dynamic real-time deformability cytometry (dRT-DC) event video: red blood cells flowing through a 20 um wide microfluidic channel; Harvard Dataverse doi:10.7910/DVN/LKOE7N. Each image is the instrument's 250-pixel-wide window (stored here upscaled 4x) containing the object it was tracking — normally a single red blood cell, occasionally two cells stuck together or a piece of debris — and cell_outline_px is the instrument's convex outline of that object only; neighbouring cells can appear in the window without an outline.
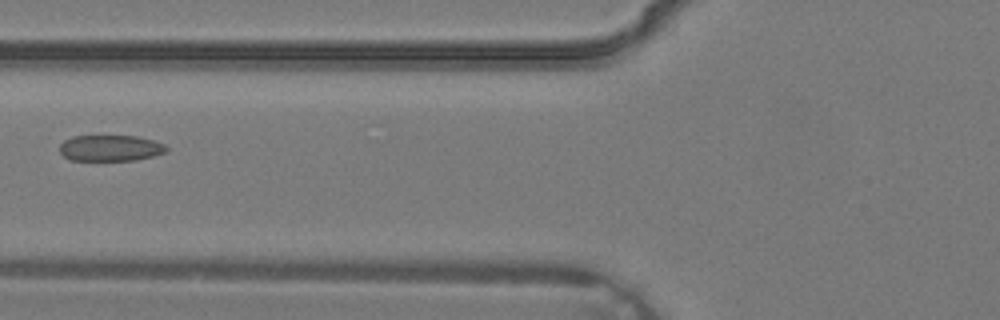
{"species": "common noctule bat (a hibernating species)", "species_latin": "Nyctalus noctula", "temperature_condition": "warm", "stored_images_in_passage": 5, "camera_frame_rate_fps": 3000, "um_per_image_px": 0.085, "animal": {"sex": "male", "body_mass_g": 19.2, "forearm_length_mm": 51.8}, "frame": {"image": 1, "passage_image": 5, "time_ms": 1.333, "image_size_px": [1000, 320], "cell_outline_px": [[168, 152], [136, 160], [68, 160], [60, 152], [60, 144], [64, 140], [72, 136], [136, 136], [152, 140], [164, 144], [168, 148]], "centroid_in_image_um": [9.38, 12.59], "position_along_channel_um": 116.4, "area_um2": 16.24}}